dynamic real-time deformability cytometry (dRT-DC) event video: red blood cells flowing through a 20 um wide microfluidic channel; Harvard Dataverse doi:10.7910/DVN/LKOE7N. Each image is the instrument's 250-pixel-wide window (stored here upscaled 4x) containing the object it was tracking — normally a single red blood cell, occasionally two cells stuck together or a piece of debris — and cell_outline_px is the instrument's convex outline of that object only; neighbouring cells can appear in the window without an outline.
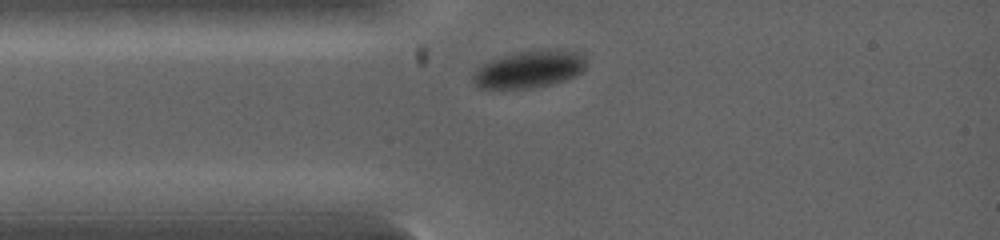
{"species": "common noctule bat (a hibernating species)", "species_latin": "Nyctalus noctula", "temperature_condition": "warm", "stored_images_in_passage": 2, "camera_frame_rate_fps": 5000, "um_per_image_px": 0.085, "animal": {"sex": "female", "body_mass_g": 19.0, "forearm_length_mm": 53.3}, "frame": {"image": 1, "passage_image": 1, "time_ms": 0.0, "image_size_px": [1000, 240], "cell_outline_px": [[584, 68], [580, 72], [564, 80], [552, 84], [532, 88], [500, 92], [476, 88], [476, 72], [484, 64], [492, 60], [504, 56], [520, 52], [564, 52], [576, 56], [584, 64]], "centroid_in_image_um": [44.81, 6.02], "position_along_channel_um": 40.2, "area_um2": 23.29}}